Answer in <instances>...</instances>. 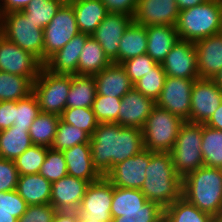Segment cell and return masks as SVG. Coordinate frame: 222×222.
Listing matches in <instances>:
<instances>
[{
	"instance_id": "bcb514c9",
	"label": "cell",
	"mask_w": 222,
	"mask_h": 222,
	"mask_svg": "<svg viewBox=\"0 0 222 222\" xmlns=\"http://www.w3.org/2000/svg\"><path fill=\"white\" fill-rule=\"evenodd\" d=\"M27 206L16 190L0 192V210L9 211L17 219L26 212Z\"/></svg>"
},
{
	"instance_id": "9c48e42d",
	"label": "cell",
	"mask_w": 222,
	"mask_h": 222,
	"mask_svg": "<svg viewBox=\"0 0 222 222\" xmlns=\"http://www.w3.org/2000/svg\"><path fill=\"white\" fill-rule=\"evenodd\" d=\"M44 64L80 33L72 5L64 2L51 22L44 27Z\"/></svg>"
},
{
	"instance_id": "6da1fadb",
	"label": "cell",
	"mask_w": 222,
	"mask_h": 222,
	"mask_svg": "<svg viewBox=\"0 0 222 222\" xmlns=\"http://www.w3.org/2000/svg\"><path fill=\"white\" fill-rule=\"evenodd\" d=\"M89 144L93 165L102 176L114 165L144 150L141 129L111 122L99 123Z\"/></svg>"
},
{
	"instance_id": "be15d7a7",
	"label": "cell",
	"mask_w": 222,
	"mask_h": 222,
	"mask_svg": "<svg viewBox=\"0 0 222 222\" xmlns=\"http://www.w3.org/2000/svg\"><path fill=\"white\" fill-rule=\"evenodd\" d=\"M207 1H216V2H220L221 0H207Z\"/></svg>"
},
{
	"instance_id": "f5cc1de1",
	"label": "cell",
	"mask_w": 222,
	"mask_h": 222,
	"mask_svg": "<svg viewBox=\"0 0 222 222\" xmlns=\"http://www.w3.org/2000/svg\"><path fill=\"white\" fill-rule=\"evenodd\" d=\"M78 211H57L52 222H78Z\"/></svg>"
},
{
	"instance_id": "5b68a950",
	"label": "cell",
	"mask_w": 222,
	"mask_h": 222,
	"mask_svg": "<svg viewBox=\"0 0 222 222\" xmlns=\"http://www.w3.org/2000/svg\"><path fill=\"white\" fill-rule=\"evenodd\" d=\"M201 143L202 124L185 121L170 151L175 171L182 179L204 166Z\"/></svg>"
},
{
	"instance_id": "52a82bcc",
	"label": "cell",
	"mask_w": 222,
	"mask_h": 222,
	"mask_svg": "<svg viewBox=\"0 0 222 222\" xmlns=\"http://www.w3.org/2000/svg\"><path fill=\"white\" fill-rule=\"evenodd\" d=\"M3 36L24 51L34 55L44 65V30L21 12L0 15Z\"/></svg>"
},
{
	"instance_id": "8d00e7d4",
	"label": "cell",
	"mask_w": 222,
	"mask_h": 222,
	"mask_svg": "<svg viewBox=\"0 0 222 222\" xmlns=\"http://www.w3.org/2000/svg\"><path fill=\"white\" fill-rule=\"evenodd\" d=\"M90 138L91 136L84 130L67 124L60 119L51 149L63 151L77 144L89 143Z\"/></svg>"
},
{
	"instance_id": "603a6c76",
	"label": "cell",
	"mask_w": 222,
	"mask_h": 222,
	"mask_svg": "<svg viewBox=\"0 0 222 222\" xmlns=\"http://www.w3.org/2000/svg\"><path fill=\"white\" fill-rule=\"evenodd\" d=\"M93 77L96 83V92L100 95L122 98L133 88L124 67L118 63L112 62Z\"/></svg>"
},
{
	"instance_id": "94428289",
	"label": "cell",
	"mask_w": 222,
	"mask_h": 222,
	"mask_svg": "<svg viewBox=\"0 0 222 222\" xmlns=\"http://www.w3.org/2000/svg\"><path fill=\"white\" fill-rule=\"evenodd\" d=\"M214 222H222V213L219 216L214 217Z\"/></svg>"
},
{
	"instance_id": "f1b7e54d",
	"label": "cell",
	"mask_w": 222,
	"mask_h": 222,
	"mask_svg": "<svg viewBox=\"0 0 222 222\" xmlns=\"http://www.w3.org/2000/svg\"><path fill=\"white\" fill-rule=\"evenodd\" d=\"M111 63L100 44L89 36L80 53L78 75L93 76Z\"/></svg>"
},
{
	"instance_id": "ab89813d",
	"label": "cell",
	"mask_w": 222,
	"mask_h": 222,
	"mask_svg": "<svg viewBox=\"0 0 222 222\" xmlns=\"http://www.w3.org/2000/svg\"><path fill=\"white\" fill-rule=\"evenodd\" d=\"M48 149L45 146L32 145L18 156L14 162L19 175L38 174Z\"/></svg>"
},
{
	"instance_id": "5bb4252c",
	"label": "cell",
	"mask_w": 222,
	"mask_h": 222,
	"mask_svg": "<svg viewBox=\"0 0 222 222\" xmlns=\"http://www.w3.org/2000/svg\"><path fill=\"white\" fill-rule=\"evenodd\" d=\"M150 161V150L140 153L112 167L105 177L119 188L141 189L146 176V167Z\"/></svg>"
},
{
	"instance_id": "484cf974",
	"label": "cell",
	"mask_w": 222,
	"mask_h": 222,
	"mask_svg": "<svg viewBox=\"0 0 222 222\" xmlns=\"http://www.w3.org/2000/svg\"><path fill=\"white\" fill-rule=\"evenodd\" d=\"M52 183L38 174L19 175L17 193L27 205L50 204Z\"/></svg>"
},
{
	"instance_id": "277c9868",
	"label": "cell",
	"mask_w": 222,
	"mask_h": 222,
	"mask_svg": "<svg viewBox=\"0 0 222 222\" xmlns=\"http://www.w3.org/2000/svg\"><path fill=\"white\" fill-rule=\"evenodd\" d=\"M175 27L180 40L194 43L222 32L220 2L206 1L180 11Z\"/></svg>"
},
{
	"instance_id": "e575fe53",
	"label": "cell",
	"mask_w": 222,
	"mask_h": 222,
	"mask_svg": "<svg viewBox=\"0 0 222 222\" xmlns=\"http://www.w3.org/2000/svg\"><path fill=\"white\" fill-rule=\"evenodd\" d=\"M169 222H214V217L201 211L182 196L164 209Z\"/></svg>"
},
{
	"instance_id": "836d02e7",
	"label": "cell",
	"mask_w": 222,
	"mask_h": 222,
	"mask_svg": "<svg viewBox=\"0 0 222 222\" xmlns=\"http://www.w3.org/2000/svg\"><path fill=\"white\" fill-rule=\"evenodd\" d=\"M33 82L25 76L0 71V101H17L32 93Z\"/></svg>"
},
{
	"instance_id": "c3c4849f",
	"label": "cell",
	"mask_w": 222,
	"mask_h": 222,
	"mask_svg": "<svg viewBox=\"0 0 222 222\" xmlns=\"http://www.w3.org/2000/svg\"><path fill=\"white\" fill-rule=\"evenodd\" d=\"M56 212L51 204L30 205L18 222H52Z\"/></svg>"
},
{
	"instance_id": "ee69618b",
	"label": "cell",
	"mask_w": 222,
	"mask_h": 222,
	"mask_svg": "<svg viewBox=\"0 0 222 222\" xmlns=\"http://www.w3.org/2000/svg\"><path fill=\"white\" fill-rule=\"evenodd\" d=\"M157 64L147 53L121 63L133 85Z\"/></svg>"
},
{
	"instance_id": "ba28073f",
	"label": "cell",
	"mask_w": 222,
	"mask_h": 222,
	"mask_svg": "<svg viewBox=\"0 0 222 222\" xmlns=\"http://www.w3.org/2000/svg\"><path fill=\"white\" fill-rule=\"evenodd\" d=\"M70 86L71 75L54 74L43 66L32 86L41 112L60 116L66 108Z\"/></svg>"
},
{
	"instance_id": "d4e9b609",
	"label": "cell",
	"mask_w": 222,
	"mask_h": 222,
	"mask_svg": "<svg viewBox=\"0 0 222 222\" xmlns=\"http://www.w3.org/2000/svg\"><path fill=\"white\" fill-rule=\"evenodd\" d=\"M80 33L92 36L109 13L101 0H70Z\"/></svg>"
},
{
	"instance_id": "f6af8a7d",
	"label": "cell",
	"mask_w": 222,
	"mask_h": 222,
	"mask_svg": "<svg viewBox=\"0 0 222 222\" xmlns=\"http://www.w3.org/2000/svg\"><path fill=\"white\" fill-rule=\"evenodd\" d=\"M164 209L157 203L147 202V211H132L120 213V217H112V222H152Z\"/></svg>"
},
{
	"instance_id": "9f6ffc18",
	"label": "cell",
	"mask_w": 222,
	"mask_h": 222,
	"mask_svg": "<svg viewBox=\"0 0 222 222\" xmlns=\"http://www.w3.org/2000/svg\"><path fill=\"white\" fill-rule=\"evenodd\" d=\"M0 222H18V219L9 211L0 210Z\"/></svg>"
},
{
	"instance_id": "d590c367",
	"label": "cell",
	"mask_w": 222,
	"mask_h": 222,
	"mask_svg": "<svg viewBox=\"0 0 222 222\" xmlns=\"http://www.w3.org/2000/svg\"><path fill=\"white\" fill-rule=\"evenodd\" d=\"M64 0H32L21 12L35 23V26L44 29L56 15Z\"/></svg>"
},
{
	"instance_id": "2e32d148",
	"label": "cell",
	"mask_w": 222,
	"mask_h": 222,
	"mask_svg": "<svg viewBox=\"0 0 222 222\" xmlns=\"http://www.w3.org/2000/svg\"><path fill=\"white\" fill-rule=\"evenodd\" d=\"M161 64L168 77L199 78L194 42L178 40Z\"/></svg>"
},
{
	"instance_id": "9a60e30c",
	"label": "cell",
	"mask_w": 222,
	"mask_h": 222,
	"mask_svg": "<svg viewBox=\"0 0 222 222\" xmlns=\"http://www.w3.org/2000/svg\"><path fill=\"white\" fill-rule=\"evenodd\" d=\"M132 22L133 17L130 15L109 12L92 34L113 63H117L121 38Z\"/></svg>"
},
{
	"instance_id": "60d3db41",
	"label": "cell",
	"mask_w": 222,
	"mask_h": 222,
	"mask_svg": "<svg viewBox=\"0 0 222 222\" xmlns=\"http://www.w3.org/2000/svg\"><path fill=\"white\" fill-rule=\"evenodd\" d=\"M41 113L38 101L33 93L26 98L15 101V120L13 126L28 128Z\"/></svg>"
},
{
	"instance_id": "6f0895ef",
	"label": "cell",
	"mask_w": 222,
	"mask_h": 222,
	"mask_svg": "<svg viewBox=\"0 0 222 222\" xmlns=\"http://www.w3.org/2000/svg\"><path fill=\"white\" fill-rule=\"evenodd\" d=\"M212 80L222 89V68L212 77Z\"/></svg>"
},
{
	"instance_id": "6125c7cd",
	"label": "cell",
	"mask_w": 222,
	"mask_h": 222,
	"mask_svg": "<svg viewBox=\"0 0 222 222\" xmlns=\"http://www.w3.org/2000/svg\"><path fill=\"white\" fill-rule=\"evenodd\" d=\"M2 36H3V33H2V28H1V23H0V39Z\"/></svg>"
},
{
	"instance_id": "cb8c5ba5",
	"label": "cell",
	"mask_w": 222,
	"mask_h": 222,
	"mask_svg": "<svg viewBox=\"0 0 222 222\" xmlns=\"http://www.w3.org/2000/svg\"><path fill=\"white\" fill-rule=\"evenodd\" d=\"M146 53L157 63H162L171 48L178 42L179 36L175 26L153 25L146 27Z\"/></svg>"
},
{
	"instance_id": "83f0119b",
	"label": "cell",
	"mask_w": 222,
	"mask_h": 222,
	"mask_svg": "<svg viewBox=\"0 0 222 222\" xmlns=\"http://www.w3.org/2000/svg\"><path fill=\"white\" fill-rule=\"evenodd\" d=\"M33 145L28 128L11 126L0 131V157L15 160Z\"/></svg>"
},
{
	"instance_id": "680465c9",
	"label": "cell",
	"mask_w": 222,
	"mask_h": 222,
	"mask_svg": "<svg viewBox=\"0 0 222 222\" xmlns=\"http://www.w3.org/2000/svg\"><path fill=\"white\" fill-rule=\"evenodd\" d=\"M152 222H169L168 218L165 214V212L163 211L155 220H153Z\"/></svg>"
},
{
	"instance_id": "91938a15",
	"label": "cell",
	"mask_w": 222,
	"mask_h": 222,
	"mask_svg": "<svg viewBox=\"0 0 222 222\" xmlns=\"http://www.w3.org/2000/svg\"><path fill=\"white\" fill-rule=\"evenodd\" d=\"M78 222H100V221L92 220V218H85L84 216H79Z\"/></svg>"
},
{
	"instance_id": "f546056e",
	"label": "cell",
	"mask_w": 222,
	"mask_h": 222,
	"mask_svg": "<svg viewBox=\"0 0 222 222\" xmlns=\"http://www.w3.org/2000/svg\"><path fill=\"white\" fill-rule=\"evenodd\" d=\"M96 94V83L93 76L71 75V86L67 95L66 107L90 108Z\"/></svg>"
},
{
	"instance_id": "4316f807",
	"label": "cell",
	"mask_w": 222,
	"mask_h": 222,
	"mask_svg": "<svg viewBox=\"0 0 222 222\" xmlns=\"http://www.w3.org/2000/svg\"><path fill=\"white\" fill-rule=\"evenodd\" d=\"M147 32L146 27L132 22L124 32L119 45L117 63L146 54Z\"/></svg>"
},
{
	"instance_id": "8992f818",
	"label": "cell",
	"mask_w": 222,
	"mask_h": 222,
	"mask_svg": "<svg viewBox=\"0 0 222 222\" xmlns=\"http://www.w3.org/2000/svg\"><path fill=\"white\" fill-rule=\"evenodd\" d=\"M184 122L181 117L155 106L142 129L144 149L170 152Z\"/></svg>"
},
{
	"instance_id": "e7e4bbea",
	"label": "cell",
	"mask_w": 222,
	"mask_h": 222,
	"mask_svg": "<svg viewBox=\"0 0 222 222\" xmlns=\"http://www.w3.org/2000/svg\"><path fill=\"white\" fill-rule=\"evenodd\" d=\"M220 5H221V13H222V0L220 1Z\"/></svg>"
},
{
	"instance_id": "8fae6325",
	"label": "cell",
	"mask_w": 222,
	"mask_h": 222,
	"mask_svg": "<svg viewBox=\"0 0 222 222\" xmlns=\"http://www.w3.org/2000/svg\"><path fill=\"white\" fill-rule=\"evenodd\" d=\"M196 79L166 76L156 106L187 121L191 110V92Z\"/></svg>"
},
{
	"instance_id": "e0dca14e",
	"label": "cell",
	"mask_w": 222,
	"mask_h": 222,
	"mask_svg": "<svg viewBox=\"0 0 222 222\" xmlns=\"http://www.w3.org/2000/svg\"><path fill=\"white\" fill-rule=\"evenodd\" d=\"M178 9L175 0H139L133 15V22L147 26H176Z\"/></svg>"
},
{
	"instance_id": "4fadbf2b",
	"label": "cell",
	"mask_w": 222,
	"mask_h": 222,
	"mask_svg": "<svg viewBox=\"0 0 222 222\" xmlns=\"http://www.w3.org/2000/svg\"><path fill=\"white\" fill-rule=\"evenodd\" d=\"M44 65L32 54L2 36L0 39V71L28 77L32 82Z\"/></svg>"
},
{
	"instance_id": "f907efd6",
	"label": "cell",
	"mask_w": 222,
	"mask_h": 222,
	"mask_svg": "<svg viewBox=\"0 0 222 222\" xmlns=\"http://www.w3.org/2000/svg\"><path fill=\"white\" fill-rule=\"evenodd\" d=\"M15 101H0V131L13 126Z\"/></svg>"
},
{
	"instance_id": "f35d334b",
	"label": "cell",
	"mask_w": 222,
	"mask_h": 222,
	"mask_svg": "<svg viewBox=\"0 0 222 222\" xmlns=\"http://www.w3.org/2000/svg\"><path fill=\"white\" fill-rule=\"evenodd\" d=\"M166 73L162 64L158 63L147 74L142 76L133 87L148 98L156 101L164 87Z\"/></svg>"
},
{
	"instance_id": "816d5d0a",
	"label": "cell",
	"mask_w": 222,
	"mask_h": 222,
	"mask_svg": "<svg viewBox=\"0 0 222 222\" xmlns=\"http://www.w3.org/2000/svg\"><path fill=\"white\" fill-rule=\"evenodd\" d=\"M32 0H0V15L22 11Z\"/></svg>"
},
{
	"instance_id": "d6986e66",
	"label": "cell",
	"mask_w": 222,
	"mask_h": 222,
	"mask_svg": "<svg viewBox=\"0 0 222 222\" xmlns=\"http://www.w3.org/2000/svg\"><path fill=\"white\" fill-rule=\"evenodd\" d=\"M89 184L69 175L53 182L50 204L57 211H78Z\"/></svg>"
},
{
	"instance_id": "1f68e13d",
	"label": "cell",
	"mask_w": 222,
	"mask_h": 222,
	"mask_svg": "<svg viewBox=\"0 0 222 222\" xmlns=\"http://www.w3.org/2000/svg\"><path fill=\"white\" fill-rule=\"evenodd\" d=\"M59 120V115L41 112L35 118L29 129V135L33 145L51 148Z\"/></svg>"
},
{
	"instance_id": "7c38bea8",
	"label": "cell",
	"mask_w": 222,
	"mask_h": 222,
	"mask_svg": "<svg viewBox=\"0 0 222 222\" xmlns=\"http://www.w3.org/2000/svg\"><path fill=\"white\" fill-rule=\"evenodd\" d=\"M222 103V89L212 80L198 78L191 92V110L187 120L205 124Z\"/></svg>"
},
{
	"instance_id": "7bdbcfd3",
	"label": "cell",
	"mask_w": 222,
	"mask_h": 222,
	"mask_svg": "<svg viewBox=\"0 0 222 222\" xmlns=\"http://www.w3.org/2000/svg\"><path fill=\"white\" fill-rule=\"evenodd\" d=\"M121 98L96 94L92 105L99 123H117Z\"/></svg>"
},
{
	"instance_id": "4dcf8cb0",
	"label": "cell",
	"mask_w": 222,
	"mask_h": 222,
	"mask_svg": "<svg viewBox=\"0 0 222 222\" xmlns=\"http://www.w3.org/2000/svg\"><path fill=\"white\" fill-rule=\"evenodd\" d=\"M147 202L148 200L139 189L113 186L111 215L120 217V213L124 212L147 211Z\"/></svg>"
},
{
	"instance_id": "7402d4cb",
	"label": "cell",
	"mask_w": 222,
	"mask_h": 222,
	"mask_svg": "<svg viewBox=\"0 0 222 222\" xmlns=\"http://www.w3.org/2000/svg\"><path fill=\"white\" fill-rule=\"evenodd\" d=\"M67 164L69 176L88 181H97L102 175L93 165L89 143L77 144L62 151Z\"/></svg>"
},
{
	"instance_id": "d6a6232c",
	"label": "cell",
	"mask_w": 222,
	"mask_h": 222,
	"mask_svg": "<svg viewBox=\"0 0 222 222\" xmlns=\"http://www.w3.org/2000/svg\"><path fill=\"white\" fill-rule=\"evenodd\" d=\"M201 153L204 165L222 169V131L202 124Z\"/></svg>"
},
{
	"instance_id": "11a10c76",
	"label": "cell",
	"mask_w": 222,
	"mask_h": 222,
	"mask_svg": "<svg viewBox=\"0 0 222 222\" xmlns=\"http://www.w3.org/2000/svg\"><path fill=\"white\" fill-rule=\"evenodd\" d=\"M180 11L202 4L207 0H175Z\"/></svg>"
},
{
	"instance_id": "30bf717a",
	"label": "cell",
	"mask_w": 222,
	"mask_h": 222,
	"mask_svg": "<svg viewBox=\"0 0 222 222\" xmlns=\"http://www.w3.org/2000/svg\"><path fill=\"white\" fill-rule=\"evenodd\" d=\"M112 199L113 184L102 176L88 185L78 209L79 216L100 222H112Z\"/></svg>"
},
{
	"instance_id": "74e56055",
	"label": "cell",
	"mask_w": 222,
	"mask_h": 222,
	"mask_svg": "<svg viewBox=\"0 0 222 222\" xmlns=\"http://www.w3.org/2000/svg\"><path fill=\"white\" fill-rule=\"evenodd\" d=\"M60 119L67 124L76 126L79 129L84 130L90 136L93 135V132L99 124L96 119L95 113L92 110V107H66L60 115Z\"/></svg>"
},
{
	"instance_id": "681fc988",
	"label": "cell",
	"mask_w": 222,
	"mask_h": 222,
	"mask_svg": "<svg viewBox=\"0 0 222 222\" xmlns=\"http://www.w3.org/2000/svg\"><path fill=\"white\" fill-rule=\"evenodd\" d=\"M139 0H101L108 12L130 15L133 17Z\"/></svg>"
},
{
	"instance_id": "b9f144b4",
	"label": "cell",
	"mask_w": 222,
	"mask_h": 222,
	"mask_svg": "<svg viewBox=\"0 0 222 222\" xmlns=\"http://www.w3.org/2000/svg\"><path fill=\"white\" fill-rule=\"evenodd\" d=\"M39 174L51 183L67 176V164L63 152L49 148Z\"/></svg>"
},
{
	"instance_id": "ffe728a7",
	"label": "cell",
	"mask_w": 222,
	"mask_h": 222,
	"mask_svg": "<svg viewBox=\"0 0 222 222\" xmlns=\"http://www.w3.org/2000/svg\"><path fill=\"white\" fill-rule=\"evenodd\" d=\"M89 34L79 33L52 55L44 67L54 74L78 75V62Z\"/></svg>"
},
{
	"instance_id": "7a4b0ae2",
	"label": "cell",
	"mask_w": 222,
	"mask_h": 222,
	"mask_svg": "<svg viewBox=\"0 0 222 222\" xmlns=\"http://www.w3.org/2000/svg\"><path fill=\"white\" fill-rule=\"evenodd\" d=\"M145 170L146 179L140 190L148 201L165 209L182 196V178L175 171L170 152L150 151Z\"/></svg>"
},
{
	"instance_id": "44dd1931",
	"label": "cell",
	"mask_w": 222,
	"mask_h": 222,
	"mask_svg": "<svg viewBox=\"0 0 222 222\" xmlns=\"http://www.w3.org/2000/svg\"><path fill=\"white\" fill-rule=\"evenodd\" d=\"M199 78L212 79L222 68V32L194 43Z\"/></svg>"
},
{
	"instance_id": "ac0fdd59",
	"label": "cell",
	"mask_w": 222,
	"mask_h": 222,
	"mask_svg": "<svg viewBox=\"0 0 222 222\" xmlns=\"http://www.w3.org/2000/svg\"><path fill=\"white\" fill-rule=\"evenodd\" d=\"M156 102L137 91L134 87L122 98L118 112V122L123 127L143 129Z\"/></svg>"
},
{
	"instance_id": "3957f363",
	"label": "cell",
	"mask_w": 222,
	"mask_h": 222,
	"mask_svg": "<svg viewBox=\"0 0 222 222\" xmlns=\"http://www.w3.org/2000/svg\"><path fill=\"white\" fill-rule=\"evenodd\" d=\"M182 197L213 217L222 213V169L203 166L182 179Z\"/></svg>"
},
{
	"instance_id": "7dc6e473",
	"label": "cell",
	"mask_w": 222,
	"mask_h": 222,
	"mask_svg": "<svg viewBox=\"0 0 222 222\" xmlns=\"http://www.w3.org/2000/svg\"><path fill=\"white\" fill-rule=\"evenodd\" d=\"M18 179L15 162L0 157V192L16 190Z\"/></svg>"
},
{
	"instance_id": "db71d44e",
	"label": "cell",
	"mask_w": 222,
	"mask_h": 222,
	"mask_svg": "<svg viewBox=\"0 0 222 222\" xmlns=\"http://www.w3.org/2000/svg\"><path fill=\"white\" fill-rule=\"evenodd\" d=\"M205 125L222 131V103L215 110Z\"/></svg>"
}]
</instances>
